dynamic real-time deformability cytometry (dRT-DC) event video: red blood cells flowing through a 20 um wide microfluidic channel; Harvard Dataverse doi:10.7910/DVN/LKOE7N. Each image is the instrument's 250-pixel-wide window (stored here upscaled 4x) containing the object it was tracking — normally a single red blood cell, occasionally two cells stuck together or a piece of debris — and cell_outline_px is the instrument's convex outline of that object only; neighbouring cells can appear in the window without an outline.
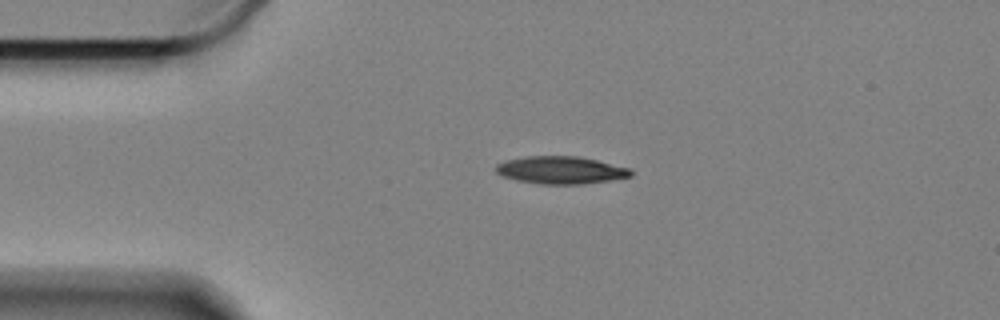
{"species": "Egyptian fruit bat (a non-hibernating species)", "species_latin": "Rousettus aegyptiacus", "temperature_condition": "cold", "stored_images_in_passage": 48, "camera_frame_rate_fps": 3000, "um_per_image_px": 0.085, "animal": {"sex": "female"}, "frame": {"image": 1, "passage_image": 1, "time_ms": 0.0, "image_size_px": [1000, 320], "cell_outline_px": [[632, 176], [584, 184], [544, 184], [516, 180], [504, 176], [496, 172], [496, 164], [508, 160], [528, 156], [576, 156], [596, 160], [632, 168]], "centroid_in_image_um": [47.7, 14.46], "position_along_channel_um": 37.3, "area_um2": 21.44}}
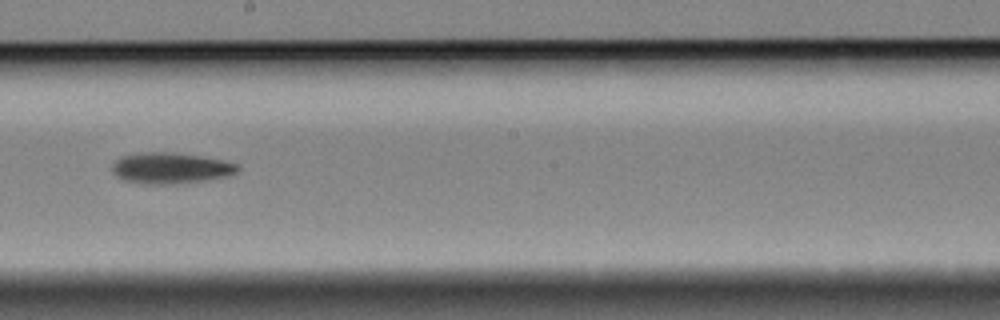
{"frame": {"image": 2, "passage_image": 21, "time_ms": 6.667, "image_size_px": [1000, 320], "cell_outline_px": [[240, 168], [236, 172], [228, 176], [208, 180], [176, 184], [144, 184], [124, 180], [112, 172], [112, 164], [120, 156], [144, 152], [172, 152], [220, 160], [236, 164]], "centroid_in_image_um": [14.47, 14.3], "position_along_channel_um": 233.7, "area_um2": 22.54}}
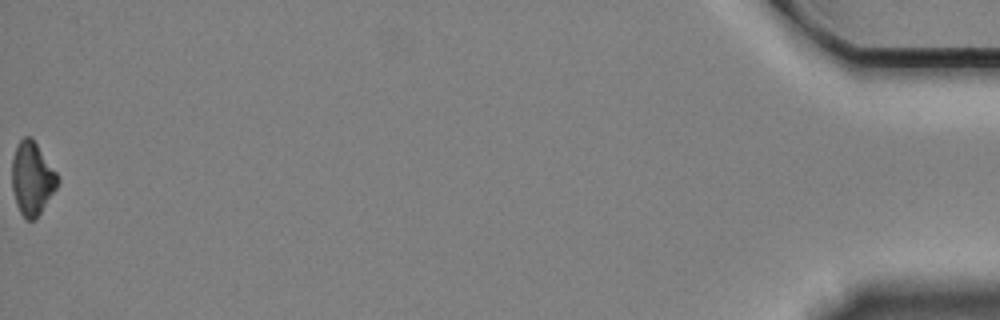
{"frame": {"image": 3, "passage_image": 48, "time_ms": 15.667, "image_size_px": [1000, 320], "cell_outline_px": [[60, 180], [56, 188], [40, 212], [32, 220], [28, 220], [20, 212], [16, 204], [12, 188], [12, 156], [16, 144], [24, 136], [32, 136], [56, 172]], "centroid_in_image_um": [2.71, 15.11], "position_along_channel_um": 432.5, "area_um2": 19.36}, "authors_computed_cell_mechanics": {"area_um2": 21.4727, "velocity_mm_per_s": 3.3434, "shape_relaxation_time_tau1_ms": 4.6279, "shape_relaxation_time_tau2_ms": null, "deformation_change_tau1": 0.107, "deformation_change_tau2": null}}